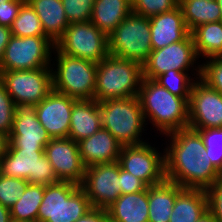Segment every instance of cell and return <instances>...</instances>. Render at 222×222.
<instances>
[{
    "label": "cell",
    "mask_w": 222,
    "mask_h": 222,
    "mask_svg": "<svg viewBox=\"0 0 222 222\" xmlns=\"http://www.w3.org/2000/svg\"><path fill=\"white\" fill-rule=\"evenodd\" d=\"M164 149L165 177L183 188L207 190L222 178L212 165L199 132L190 127L172 132Z\"/></svg>",
    "instance_id": "1"
},
{
    "label": "cell",
    "mask_w": 222,
    "mask_h": 222,
    "mask_svg": "<svg viewBox=\"0 0 222 222\" xmlns=\"http://www.w3.org/2000/svg\"><path fill=\"white\" fill-rule=\"evenodd\" d=\"M138 98L145 122L148 118L163 135L188 127L189 98L173 95L158 82L148 78H142Z\"/></svg>",
    "instance_id": "2"
},
{
    "label": "cell",
    "mask_w": 222,
    "mask_h": 222,
    "mask_svg": "<svg viewBox=\"0 0 222 222\" xmlns=\"http://www.w3.org/2000/svg\"><path fill=\"white\" fill-rule=\"evenodd\" d=\"M142 78L140 63L109 54L97 63L94 100L101 102L138 96Z\"/></svg>",
    "instance_id": "3"
},
{
    "label": "cell",
    "mask_w": 222,
    "mask_h": 222,
    "mask_svg": "<svg viewBox=\"0 0 222 222\" xmlns=\"http://www.w3.org/2000/svg\"><path fill=\"white\" fill-rule=\"evenodd\" d=\"M102 128L122 146L145 143L141 137L145 119L138 96L107 99L99 102Z\"/></svg>",
    "instance_id": "4"
},
{
    "label": "cell",
    "mask_w": 222,
    "mask_h": 222,
    "mask_svg": "<svg viewBox=\"0 0 222 222\" xmlns=\"http://www.w3.org/2000/svg\"><path fill=\"white\" fill-rule=\"evenodd\" d=\"M91 209V203L81 186L59 181L45 186L38 222H76Z\"/></svg>",
    "instance_id": "5"
},
{
    "label": "cell",
    "mask_w": 222,
    "mask_h": 222,
    "mask_svg": "<svg viewBox=\"0 0 222 222\" xmlns=\"http://www.w3.org/2000/svg\"><path fill=\"white\" fill-rule=\"evenodd\" d=\"M55 54L57 69L52 72L53 90L77 100L94 99L97 64L57 49Z\"/></svg>",
    "instance_id": "6"
},
{
    "label": "cell",
    "mask_w": 222,
    "mask_h": 222,
    "mask_svg": "<svg viewBox=\"0 0 222 222\" xmlns=\"http://www.w3.org/2000/svg\"><path fill=\"white\" fill-rule=\"evenodd\" d=\"M152 51L148 17L131 12L108 35V53L143 65Z\"/></svg>",
    "instance_id": "7"
},
{
    "label": "cell",
    "mask_w": 222,
    "mask_h": 222,
    "mask_svg": "<svg viewBox=\"0 0 222 222\" xmlns=\"http://www.w3.org/2000/svg\"><path fill=\"white\" fill-rule=\"evenodd\" d=\"M0 174L43 186L59 182L44 150L14 149L10 144L0 159Z\"/></svg>",
    "instance_id": "8"
},
{
    "label": "cell",
    "mask_w": 222,
    "mask_h": 222,
    "mask_svg": "<svg viewBox=\"0 0 222 222\" xmlns=\"http://www.w3.org/2000/svg\"><path fill=\"white\" fill-rule=\"evenodd\" d=\"M59 52L99 63L108 53V36L91 21L69 24L55 42Z\"/></svg>",
    "instance_id": "9"
},
{
    "label": "cell",
    "mask_w": 222,
    "mask_h": 222,
    "mask_svg": "<svg viewBox=\"0 0 222 222\" xmlns=\"http://www.w3.org/2000/svg\"><path fill=\"white\" fill-rule=\"evenodd\" d=\"M55 43L48 36H12L5 48L0 71L50 67Z\"/></svg>",
    "instance_id": "10"
},
{
    "label": "cell",
    "mask_w": 222,
    "mask_h": 222,
    "mask_svg": "<svg viewBox=\"0 0 222 222\" xmlns=\"http://www.w3.org/2000/svg\"><path fill=\"white\" fill-rule=\"evenodd\" d=\"M53 69L42 67L33 70L0 71V81L6 86L15 105H37L53 91Z\"/></svg>",
    "instance_id": "11"
},
{
    "label": "cell",
    "mask_w": 222,
    "mask_h": 222,
    "mask_svg": "<svg viewBox=\"0 0 222 222\" xmlns=\"http://www.w3.org/2000/svg\"><path fill=\"white\" fill-rule=\"evenodd\" d=\"M118 162L122 169L141 179L147 186L162 183L165 177V155L148 143L122 146Z\"/></svg>",
    "instance_id": "12"
},
{
    "label": "cell",
    "mask_w": 222,
    "mask_h": 222,
    "mask_svg": "<svg viewBox=\"0 0 222 222\" xmlns=\"http://www.w3.org/2000/svg\"><path fill=\"white\" fill-rule=\"evenodd\" d=\"M199 58L191 33L182 41L174 42L158 50H152L142 65L143 78L155 80L169 70L188 72Z\"/></svg>",
    "instance_id": "13"
},
{
    "label": "cell",
    "mask_w": 222,
    "mask_h": 222,
    "mask_svg": "<svg viewBox=\"0 0 222 222\" xmlns=\"http://www.w3.org/2000/svg\"><path fill=\"white\" fill-rule=\"evenodd\" d=\"M119 162L95 164L85 169L81 188L92 208L106 210L121 195Z\"/></svg>",
    "instance_id": "14"
},
{
    "label": "cell",
    "mask_w": 222,
    "mask_h": 222,
    "mask_svg": "<svg viewBox=\"0 0 222 222\" xmlns=\"http://www.w3.org/2000/svg\"><path fill=\"white\" fill-rule=\"evenodd\" d=\"M188 127H222V94L201 79L194 81L188 102Z\"/></svg>",
    "instance_id": "15"
},
{
    "label": "cell",
    "mask_w": 222,
    "mask_h": 222,
    "mask_svg": "<svg viewBox=\"0 0 222 222\" xmlns=\"http://www.w3.org/2000/svg\"><path fill=\"white\" fill-rule=\"evenodd\" d=\"M50 140L37 118L36 104H16L9 144L14 149L44 150Z\"/></svg>",
    "instance_id": "16"
},
{
    "label": "cell",
    "mask_w": 222,
    "mask_h": 222,
    "mask_svg": "<svg viewBox=\"0 0 222 222\" xmlns=\"http://www.w3.org/2000/svg\"><path fill=\"white\" fill-rule=\"evenodd\" d=\"M44 153L58 181L81 186L86 167L83 165L77 142L68 137L51 139L45 146Z\"/></svg>",
    "instance_id": "17"
},
{
    "label": "cell",
    "mask_w": 222,
    "mask_h": 222,
    "mask_svg": "<svg viewBox=\"0 0 222 222\" xmlns=\"http://www.w3.org/2000/svg\"><path fill=\"white\" fill-rule=\"evenodd\" d=\"M76 101L53 90L36 105L37 118L51 139L68 137L71 111Z\"/></svg>",
    "instance_id": "18"
},
{
    "label": "cell",
    "mask_w": 222,
    "mask_h": 222,
    "mask_svg": "<svg viewBox=\"0 0 222 222\" xmlns=\"http://www.w3.org/2000/svg\"><path fill=\"white\" fill-rule=\"evenodd\" d=\"M152 50L182 41L188 31L180 6L169 12L149 18Z\"/></svg>",
    "instance_id": "19"
},
{
    "label": "cell",
    "mask_w": 222,
    "mask_h": 222,
    "mask_svg": "<svg viewBox=\"0 0 222 222\" xmlns=\"http://www.w3.org/2000/svg\"><path fill=\"white\" fill-rule=\"evenodd\" d=\"M79 153L85 167L117 162L122 145L106 129L100 128L92 136L78 142Z\"/></svg>",
    "instance_id": "20"
},
{
    "label": "cell",
    "mask_w": 222,
    "mask_h": 222,
    "mask_svg": "<svg viewBox=\"0 0 222 222\" xmlns=\"http://www.w3.org/2000/svg\"><path fill=\"white\" fill-rule=\"evenodd\" d=\"M100 128L102 121L99 102L94 99L77 100L71 111L68 138L78 143L92 136Z\"/></svg>",
    "instance_id": "21"
},
{
    "label": "cell",
    "mask_w": 222,
    "mask_h": 222,
    "mask_svg": "<svg viewBox=\"0 0 222 222\" xmlns=\"http://www.w3.org/2000/svg\"><path fill=\"white\" fill-rule=\"evenodd\" d=\"M148 187L136 193L121 194L107 209L111 222H148Z\"/></svg>",
    "instance_id": "22"
},
{
    "label": "cell",
    "mask_w": 222,
    "mask_h": 222,
    "mask_svg": "<svg viewBox=\"0 0 222 222\" xmlns=\"http://www.w3.org/2000/svg\"><path fill=\"white\" fill-rule=\"evenodd\" d=\"M207 211L206 190L183 188L177 184V197L169 222H197Z\"/></svg>",
    "instance_id": "23"
},
{
    "label": "cell",
    "mask_w": 222,
    "mask_h": 222,
    "mask_svg": "<svg viewBox=\"0 0 222 222\" xmlns=\"http://www.w3.org/2000/svg\"><path fill=\"white\" fill-rule=\"evenodd\" d=\"M38 15L45 34L55 43L69 25L61 0H26Z\"/></svg>",
    "instance_id": "24"
},
{
    "label": "cell",
    "mask_w": 222,
    "mask_h": 222,
    "mask_svg": "<svg viewBox=\"0 0 222 222\" xmlns=\"http://www.w3.org/2000/svg\"><path fill=\"white\" fill-rule=\"evenodd\" d=\"M131 12V0H95L90 21L108 36Z\"/></svg>",
    "instance_id": "25"
},
{
    "label": "cell",
    "mask_w": 222,
    "mask_h": 222,
    "mask_svg": "<svg viewBox=\"0 0 222 222\" xmlns=\"http://www.w3.org/2000/svg\"><path fill=\"white\" fill-rule=\"evenodd\" d=\"M177 197V184L165 179L148 186V222H169Z\"/></svg>",
    "instance_id": "26"
},
{
    "label": "cell",
    "mask_w": 222,
    "mask_h": 222,
    "mask_svg": "<svg viewBox=\"0 0 222 222\" xmlns=\"http://www.w3.org/2000/svg\"><path fill=\"white\" fill-rule=\"evenodd\" d=\"M189 32L199 25L222 21L217 0H178Z\"/></svg>",
    "instance_id": "27"
},
{
    "label": "cell",
    "mask_w": 222,
    "mask_h": 222,
    "mask_svg": "<svg viewBox=\"0 0 222 222\" xmlns=\"http://www.w3.org/2000/svg\"><path fill=\"white\" fill-rule=\"evenodd\" d=\"M190 33L198 57H222V21L199 25Z\"/></svg>",
    "instance_id": "28"
},
{
    "label": "cell",
    "mask_w": 222,
    "mask_h": 222,
    "mask_svg": "<svg viewBox=\"0 0 222 222\" xmlns=\"http://www.w3.org/2000/svg\"><path fill=\"white\" fill-rule=\"evenodd\" d=\"M43 185L29 183L19 200L10 207L13 222H38V210L44 196Z\"/></svg>",
    "instance_id": "29"
},
{
    "label": "cell",
    "mask_w": 222,
    "mask_h": 222,
    "mask_svg": "<svg viewBox=\"0 0 222 222\" xmlns=\"http://www.w3.org/2000/svg\"><path fill=\"white\" fill-rule=\"evenodd\" d=\"M12 35L16 37L47 36L34 9L25 1L11 26Z\"/></svg>",
    "instance_id": "30"
},
{
    "label": "cell",
    "mask_w": 222,
    "mask_h": 222,
    "mask_svg": "<svg viewBox=\"0 0 222 222\" xmlns=\"http://www.w3.org/2000/svg\"><path fill=\"white\" fill-rule=\"evenodd\" d=\"M155 81L173 95L181 98H190L191 89L196 80H192L187 72L169 70L158 76Z\"/></svg>",
    "instance_id": "31"
},
{
    "label": "cell",
    "mask_w": 222,
    "mask_h": 222,
    "mask_svg": "<svg viewBox=\"0 0 222 222\" xmlns=\"http://www.w3.org/2000/svg\"><path fill=\"white\" fill-rule=\"evenodd\" d=\"M199 132L207 157L212 162V165L222 174V127L195 129Z\"/></svg>",
    "instance_id": "32"
},
{
    "label": "cell",
    "mask_w": 222,
    "mask_h": 222,
    "mask_svg": "<svg viewBox=\"0 0 222 222\" xmlns=\"http://www.w3.org/2000/svg\"><path fill=\"white\" fill-rule=\"evenodd\" d=\"M28 184L25 179L0 174V204L10 209L22 196Z\"/></svg>",
    "instance_id": "33"
},
{
    "label": "cell",
    "mask_w": 222,
    "mask_h": 222,
    "mask_svg": "<svg viewBox=\"0 0 222 222\" xmlns=\"http://www.w3.org/2000/svg\"><path fill=\"white\" fill-rule=\"evenodd\" d=\"M194 70L203 82L222 94V57L209 58Z\"/></svg>",
    "instance_id": "34"
},
{
    "label": "cell",
    "mask_w": 222,
    "mask_h": 222,
    "mask_svg": "<svg viewBox=\"0 0 222 222\" xmlns=\"http://www.w3.org/2000/svg\"><path fill=\"white\" fill-rule=\"evenodd\" d=\"M132 12L143 17H152L169 12L179 6L178 0H131Z\"/></svg>",
    "instance_id": "35"
},
{
    "label": "cell",
    "mask_w": 222,
    "mask_h": 222,
    "mask_svg": "<svg viewBox=\"0 0 222 222\" xmlns=\"http://www.w3.org/2000/svg\"><path fill=\"white\" fill-rule=\"evenodd\" d=\"M69 24L89 22L95 0H61Z\"/></svg>",
    "instance_id": "36"
},
{
    "label": "cell",
    "mask_w": 222,
    "mask_h": 222,
    "mask_svg": "<svg viewBox=\"0 0 222 222\" xmlns=\"http://www.w3.org/2000/svg\"><path fill=\"white\" fill-rule=\"evenodd\" d=\"M15 103L0 81V132L9 136L14 119Z\"/></svg>",
    "instance_id": "37"
},
{
    "label": "cell",
    "mask_w": 222,
    "mask_h": 222,
    "mask_svg": "<svg viewBox=\"0 0 222 222\" xmlns=\"http://www.w3.org/2000/svg\"><path fill=\"white\" fill-rule=\"evenodd\" d=\"M208 196V211L217 222H222V178L206 190Z\"/></svg>",
    "instance_id": "38"
},
{
    "label": "cell",
    "mask_w": 222,
    "mask_h": 222,
    "mask_svg": "<svg viewBox=\"0 0 222 222\" xmlns=\"http://www.w3.org/2000/svg\"><path fill=\"white\" fill-rule=\"evenodd\" d=\"M26 0H0V25L11 27Z\"/></svg>",
    "instance_id": "39"
},
{
    "label": "cell",
    "mask_w": 222,
    "mask_h": 222,
    "mask_svg": "<svg viewBox=\"0 0 222 222\" xmlns=\"http://www.w3.org/2000/svg\"><path fill=\"white\" fill-rule=\"evenodd\" d=\"M119 180L121 194L136 193L145 190L148 186L138 177L125 171L119 164Z\"/></svg>",
    "instance_id": "40"
},
{
    "label": "cell",
    "mask_w": 222,
    "mask_h": 222,
    "mask_svg": "<svg viewBox=\"0 0 222 222\" xmlns=\"http://www.w3.org/2000/svg\"><path fill=\"white\" fill-rule=\"evenodd\" d=\"M76 222H110L107 211L104 209L92 208Z\"/></svg>",
    "instance_id": "41"
},
{
    "label": "cell",
    "mask_w": 222,
    "mask_h": 222,
    "mask_svg": "<svg viewBox=\"0 0 222 222\" xmlns=\"http://www.w3.org/2000/svg\"><path fill=\"white\" fill-rule=\"evenodd\" d=\"M11 27L0 25V64L4 55L5 48L12 37Z\"/></svg>",
    "instance_id": "42"
},
{
    "label": "cell",
    "mask_w": 222,
    "mask_h": 222,
    "mask_svg": "<svg viewBox=\"0 0 222 222\" xmlns=\"http://www.w3.org/2000/svg\"><path fill=\"white\" fill-rule=\"evenodd\" d=\"M9 145V136L0 132V159L6 154Z\"/></svg>",
    "instance_id": "43"
},
{
    "label": "cell",
    "mask_w": 222,
    "mask_h": 222,
    "mask_svg": "<svg viewBox=\"0 0 222 222\" xmlns=\"http://www.w3.org/2000/svg\"><path fill=\"white\" fill-rule=\"evenodd\" d=\"M0 222H12L9 208L0 204Z\"/></svg>",
    "instance_id": "44"
},
{
    "label": "cell",
    "mask_w": 222,
    "mask_h": 222,
    "mask_svg": "<svg viewBox=\"0 0 222 222\" xmlns=\"http://www.w3.org/2000/svg\"><path fill=\"white\" fill-rule=\"evenodd\" d=\"M197 222H217L215 217L207 211Z\"/></svg>",
    "instance_id": "45"
},
{
    "label": "cell",
    "mask_w": 222,
    "mask_h": 222,
    "mask_svg": "<svg viewBox=\"0 0 222 222\" xmlns=\"http://www.w3.org/2000/svg\"><path fill=\"white\" fill-rule=\"evenodd\" d=\"M218 4H219V8L222 14V0H217Z\"/></svg>",
    "instance_id": "46"
}]
</instances>
